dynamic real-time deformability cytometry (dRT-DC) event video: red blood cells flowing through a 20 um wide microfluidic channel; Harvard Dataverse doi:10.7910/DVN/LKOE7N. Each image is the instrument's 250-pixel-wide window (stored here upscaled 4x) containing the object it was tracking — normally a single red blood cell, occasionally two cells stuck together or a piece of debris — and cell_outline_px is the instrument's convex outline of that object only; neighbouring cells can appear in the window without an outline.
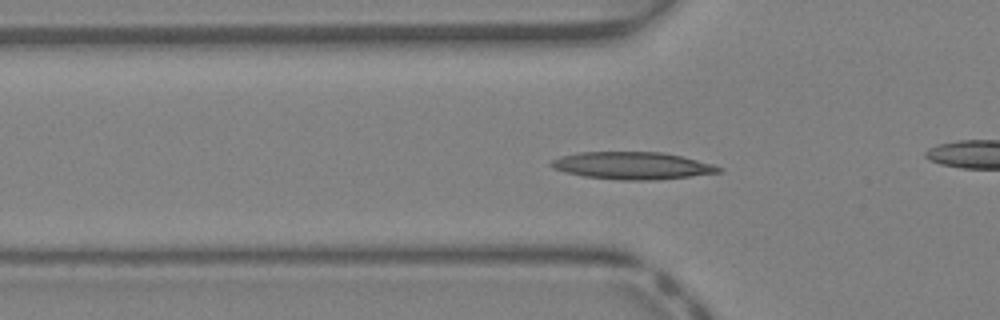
{"species": "Egyptian fruit bat (a non-hibernating species)", "species_latin": "Rousettus aegyptiacus", "temperature_condition": "warm", "stored_images_in_passage": 41, "camera_frame_rate_fps": 3000, "um_per_image_px": 0.085, "animal": {"sex": "female"}, "frame": {"image": 1, "passage_image": 13, "time_ms": 4.0, "image_size_px": [1000, 320], "cell_outline_px": [[724, 172], [656, 180], [620, 180], [584, 176], [564, 172], [552, 168], [548, 164], [552, 160], [560, 156], [580, 152], [664, 152], [712, 164], [724, 168]], "centroid_in_image_um": [53.74, 14.08], "position_along_channel_um": 72.1, "area_um2": 26.76}}
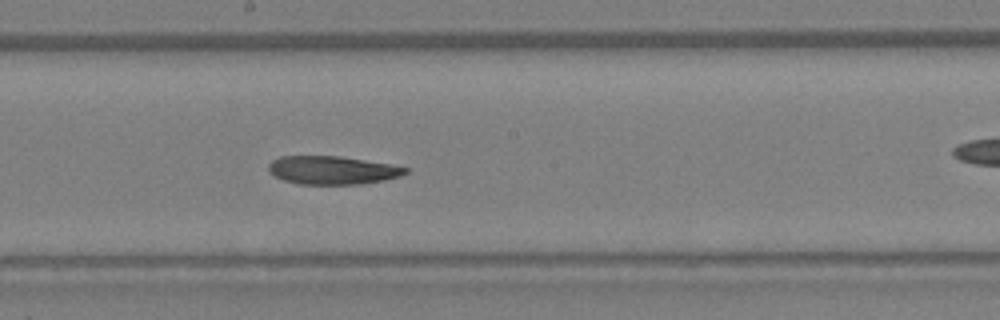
{"frame": {"image": 2, "passage_image": 22, "time_ms": 7.0, "image_size_px": [1000, 320], "cell_outline_px": [[408, 172], [400, 176], [384, 180], [360, 184], [300, 184], [284, 180], [268, 172], [268, 164], [272, 160], [280, 156], [340, 156], [388, 164], [408, 168]], "centroid_in_image_um": [28.22, 14.46], "position_along_channel_um": 220.0, "area_um2": 22.43}}
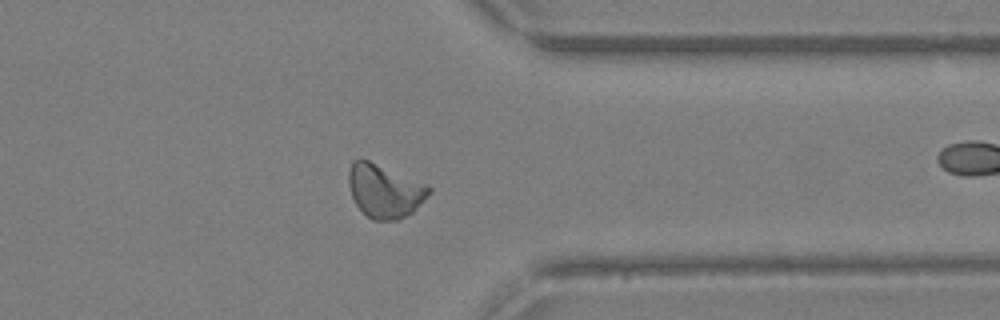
{"frame": {"image": 3, "passage_image": 32, "time_ms": 10.333, "image_size_px": [1000, 320], "cell_outline_px": [[432, 192], [412, 212], [396, 220], [372, 220], [356, 204], [352, 196], [348, 184], [348, 172], [352, 160], [368, 160], [428, 184], [432, 188]], "centroid_in_image_um": [32.7, 16.22], "position_along_channel_um": 378.7, "area_um2": 24.85}}